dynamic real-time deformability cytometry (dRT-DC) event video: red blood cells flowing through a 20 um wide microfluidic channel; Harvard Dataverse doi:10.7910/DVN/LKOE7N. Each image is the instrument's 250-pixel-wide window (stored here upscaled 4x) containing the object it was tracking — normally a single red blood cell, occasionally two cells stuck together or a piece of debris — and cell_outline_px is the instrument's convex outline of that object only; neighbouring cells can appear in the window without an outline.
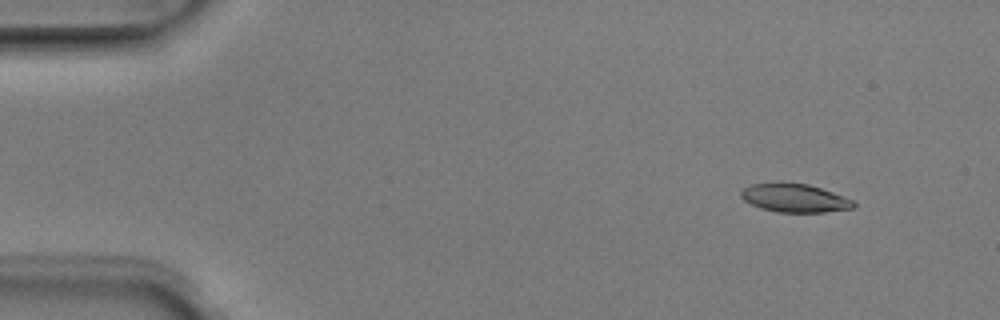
{"species": "Egyptian fruit bat (a non-hibernating species)", "species_latin": "Rousettus aegyptiacus", "temperature_condition": "room temperature", "stored_images_in_passage": 5, "camera_frame_rate_fps": 3000, "um_per_image_px": 0.085, "animal": {"sex": "male"}, "frame": {"image": 1, "passage_image": 2, "time_ms": 0.333, "image_size_px": [1000, 320], "cell_outline_px": [[856, 204], [852, 208], [824, 212], [776, 212], [760, 208], [744, 200], [740, 196], [740, 192], [744, 188], [752, 184], [780, 180], [808, 184], [832, 192], [852, 200]], "centroid_in_image_um": [67.48, 16.8], "position_along_channel_um": 17.5, "area_um2": 18.9}}
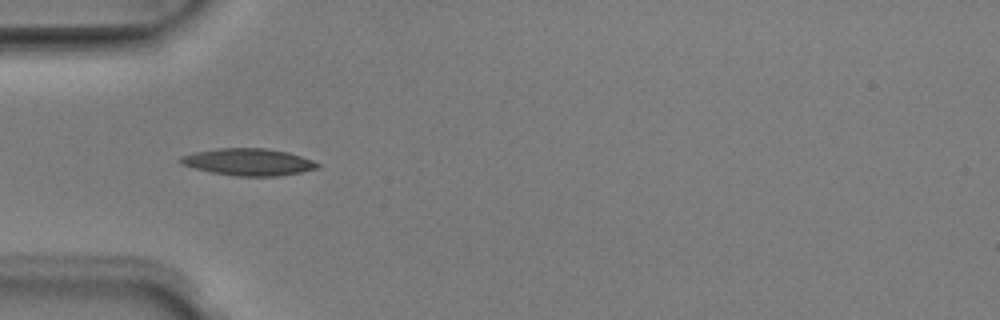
{"frame": {"image": 2, "passage_image": 5, "time_ms": 1.333, "image_size_px": [1000, 320], "cell_outline_px": [[320, 168], [300, 172], [276, 176], [236, 176], [212, 172], [180, 164], [180, 156], [192, 152], [220, 148], [268, 148], [288, 152], [312, 160], [320, 164]], "centroid_in_image_um": [21.12, 13.76], "position_along_channel_um": 63.9, "area_um2": 21.5}}